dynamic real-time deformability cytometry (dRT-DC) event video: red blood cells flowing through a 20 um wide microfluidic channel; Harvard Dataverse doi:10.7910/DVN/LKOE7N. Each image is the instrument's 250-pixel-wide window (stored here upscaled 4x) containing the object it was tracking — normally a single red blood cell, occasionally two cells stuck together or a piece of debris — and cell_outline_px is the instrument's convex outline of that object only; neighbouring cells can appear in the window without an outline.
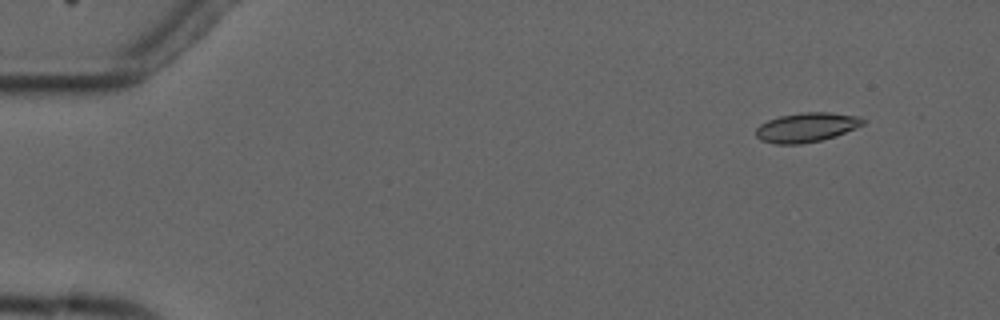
{"species": "common noctule bat (a hibernating species)", "species_latin": "Nyctalus noctula", "temperature_condition": "cold", "stored_images_in_passage": 6, "camera_frame_rate_fps": 3000, "um_per_image_px": 0.085, "animal": {"sex": "male", "forearm_length_mm": 52.5}, "frame": {"image": 1, "passage_image": 2, "time_ms": 1.0, "image_size_px": [1000, 320], "cell_outline_px": [[864, 124], [836, 136], [820, 140], [800, 144], [776, 144], [760, 140], [756, 136], [756, 128], [760, 124], [768, 120], [780, 116], [804, 112], [832, 112], [860, 116], [864, 120]], "centroid_in_image_um": [68.55, 10.82], "position_along_channel_um": 16.4, "area_um2": 18.32}}
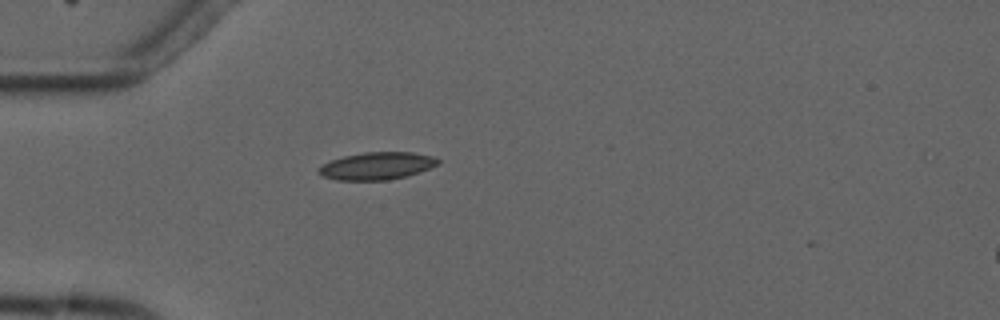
{"frame": {"image": 2, "passage_image": 5, "time_ms": 4.667, "image_size_px": [1000, 320], "cell_outline_px": [[440, 164], [420, 172], [408, 176], [388, 180], [336, 180], [324, 176], [316, 172], [320, 164], [344, 156], [364, 152], [412, 152], [432, 156], [440, 160]], "centroid_in_image_um": [32.04, 14.1], "position_along_channel_um": 53.0, "area_um2": 19.25}}